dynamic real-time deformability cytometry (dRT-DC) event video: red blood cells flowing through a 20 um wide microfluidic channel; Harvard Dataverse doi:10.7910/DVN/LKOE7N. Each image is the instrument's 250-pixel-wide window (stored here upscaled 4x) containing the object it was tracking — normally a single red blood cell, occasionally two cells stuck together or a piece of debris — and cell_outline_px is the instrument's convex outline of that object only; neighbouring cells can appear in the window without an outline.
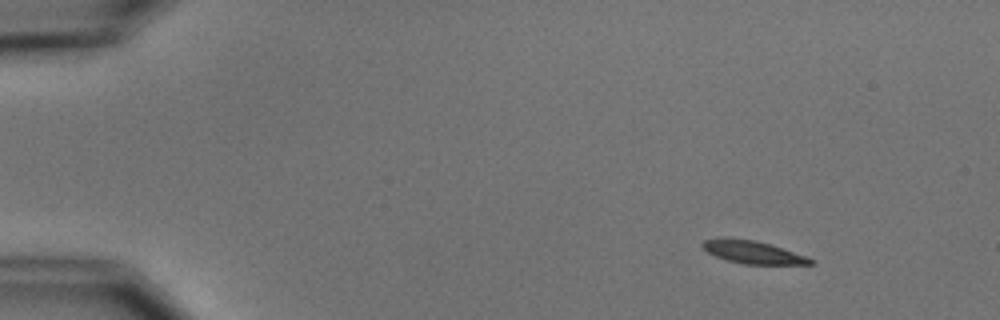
{"species": "common noctule bat (a hibernating species)", "species_latin": "Nyctalus noctula", "temperature_condition": "cold", "stored_images_in_passage": 5, "camera_frame_rate_fps": 3000, "um_per_image_px": 0.085, "animal": {"sex": "male", "body_mass_g": 15.6}, "frame": {"image": 1, "passage_image": 1, "time_ms": 0.0, "image_size_px": [1000, 320], "cell_outline_px": [[816, 260], [812, 264], [744, 264], [728, 260], [716, 256], [708, 252], [700, 244], [704, 240], [752, 240], [768, 244], [808, 256]], "centroid_in_image_um": [64.09, 21.48], "position_along_channel_um": 20.9, "area_um2": 13.58}}
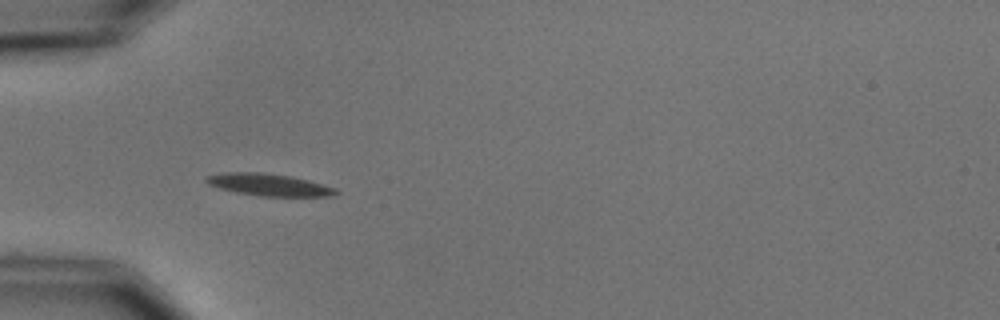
{"frame": {"image": 2, "passage_image": 4, "time_ms": 3.667, "image_size_px": [1000, 320], "cell_outline_px": [[340, 192], [332, 196], [260, 196], [236, 192], [220, 188], [208, 184], [204, 180], [204, 176], [224, 172], [264, 172], [292, 176], [308, 180], [336, 188]], "centroid_in_image_um": [22.84, 15.69], "position_along_channel_um": 62.2, "area_um2": 16.82}}